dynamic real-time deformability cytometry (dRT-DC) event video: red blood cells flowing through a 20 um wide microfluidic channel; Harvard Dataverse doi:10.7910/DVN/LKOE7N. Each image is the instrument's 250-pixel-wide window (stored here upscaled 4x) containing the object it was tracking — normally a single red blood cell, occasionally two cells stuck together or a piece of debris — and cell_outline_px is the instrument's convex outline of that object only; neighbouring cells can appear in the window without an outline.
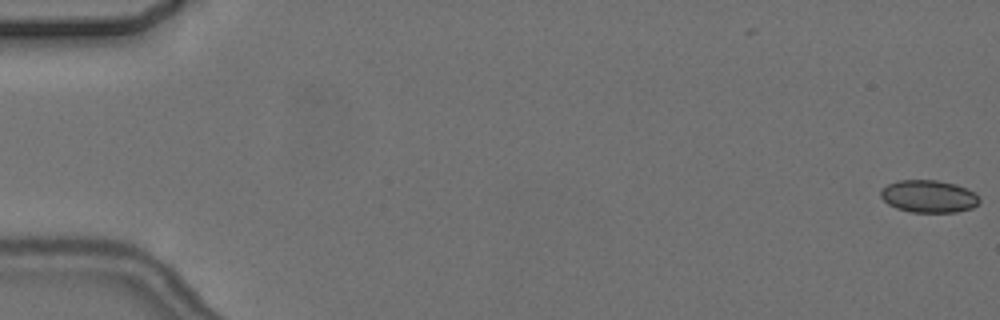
{"species": "common noctule bat (a hibernating species)", "species_latin": "Nyctalus noctula", "temperature_condition": "cold", "stored_images_in_passage": 5, "camera_frame_rate_fps": 3000, "um_per_image_px": 0.085, "animal": {"sex": "female", "body_mass_g": 24.6, "forearm_length_mm": 56.2}, "frame": {"image": 1, "passage_image": 1, "time_ms": 0.0, "image_size_px": [1000, 320], "cell_outline_px": [[980, 200], [972, 208], [956, 212], [912, 212], [896, 208], [888, 204], [880, 196], [880, 188], [896, 180], [936, 180], [956, 184], [968, 188]], "centroid_in_image_um": [78.89, 16.68], "position_along_channel_um": 6.1, "area_um2": 18.67}}
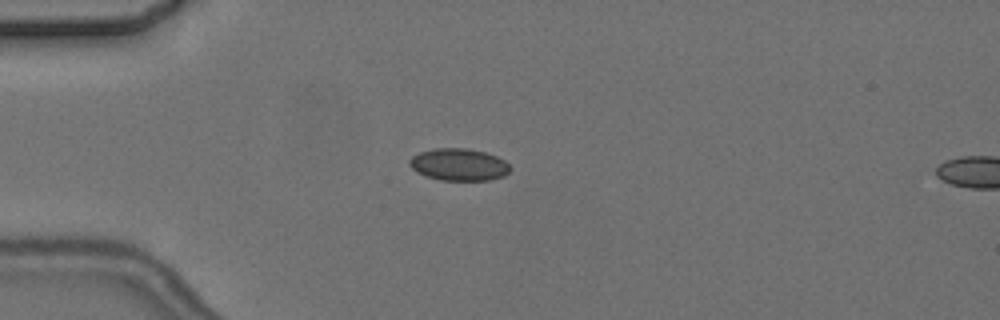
{"frame": {"image": 2, "passage_image": 4, "time_ms": 5.0, "image_size_px": [1000, 320], "cell_outline_px": [[512, 168], [504, 176], [488, 180], [440, 180], [424, 176], [416, 172], [408, 164], [408, 160], [412, 156], [420, 152], [436, 148], [468, 148], [484, 152], [496, 156], [504, 160]], "centroid_in_image_um": [38.98, 13.99], "position_along_channel_um": 46.0, "area_um2": 18.96}}